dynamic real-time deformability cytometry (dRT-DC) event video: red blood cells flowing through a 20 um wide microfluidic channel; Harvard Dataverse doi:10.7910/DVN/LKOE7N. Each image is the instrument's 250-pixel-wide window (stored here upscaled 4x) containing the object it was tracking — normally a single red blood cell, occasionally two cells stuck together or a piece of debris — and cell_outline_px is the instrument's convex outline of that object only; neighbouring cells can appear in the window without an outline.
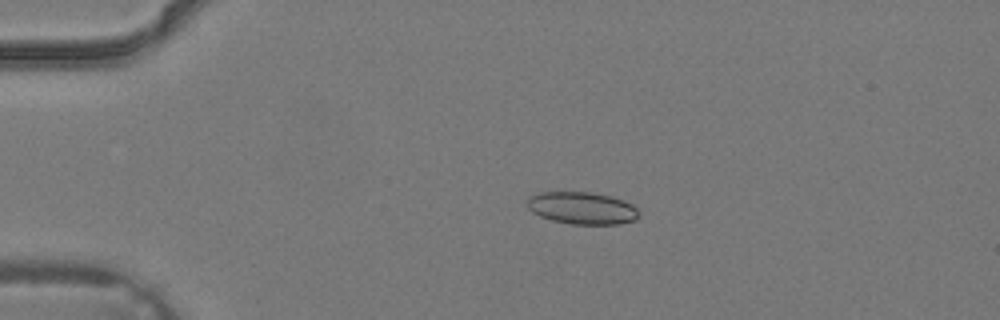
{"species": "common noctule bat (a hibernating species)", "species_latin": "Nyctalus noctula", "temperature_condition": "warm", "stored_images_in_passage": 4, "camera_frame_rate_fps": 3000, "um_per_image_px": 0.085, "animal": {"sex": "male", "body_mass_g": 19.2, "forearm_length_mm": 51.8}, "frame": {"image": 1, "passage_image": 2, "time_ms": 0.333, "image_size_px": [1000, 320], "cell_outline_px": [[640, 216], [636, 220], [620, 224], [572, 224], [552, 220], [540, 216], [532, 212], [528, 208], [528, 196], [540, 192], [592, 192], [612, 196], [624, 200], [632, 204], [640, 212]], "centroid_in_image_um": [49.51, 17.68], "position_along_channel_um": 35.5, "area_um2": 21.21}}